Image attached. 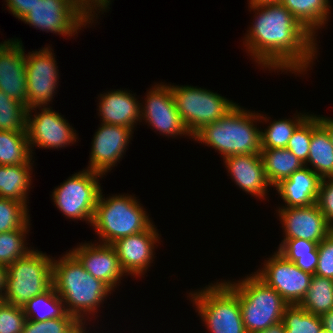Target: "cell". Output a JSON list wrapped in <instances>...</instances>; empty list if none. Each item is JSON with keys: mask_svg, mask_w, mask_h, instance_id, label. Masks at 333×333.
<instances>
[{"mask_svg": "<svg viewBox=\"0 0 333 333\" xmlns=\"http://www.w3.org/2000/svg\"><path fill=\"white\" fill-rule=\"evenodd\" d=\"M250 9L256 19L244 44L254 60L274 71H307L316 56V38L280 2L250 5Z\"/></svg>", "mask_w": 333, "mask_h": 333, "instance_id": "6da1fadb", "label": "cell"}, {"mask_svg": "<svg viewBox=\"0 0 333 333\" xmlns=\"http://www.w3.org/2000/svg\"><path fill=\"white\" fill-rule=\"evenodd\" d=\"M52 286L63 301L66 312L84 325L83 317L89 314L93 316L112 291L87 272L70 251L60 260H52Z\"/></svg>", "mask_w": 333, "mask_h": 333, "instance_id": "7a4b0ae2", "label": "cell"}, {"mask_svg": "<svg viewBox=\"0 0 333 333\" xmlns=\"http://www.w3.org/2000/svg\"><path fill=\"white\" fill-rule=\"evenodd\" d=\"M261 119L268 121L264 115L244 110L237 104L218 121L203 126L192 139L219 151L223 159L237 154H260L261 131L253 122Z\"/></svg>", "mask_w": 333, "mask_h": 333, "instance_id": "3957f363", "label": "cell"}, {"mask_svg": "<svg viewBox=\"0 0 333 333\" xmlns=\"http://www.w3.org/2000/svg\"><path fill=\"white\" fill-rule=\"evenodd\" d=\"M150 222L146 211L133 196L113 195L106 199L100 191L92 226L104 244L146 230Z\"/></svg>", "mask_w": 333, "mask_h": 333, "instance_id": "277c9868", "label": "cell"}, {"mask_svg": "<svg viewBox=\"0 0 333 333\" xmlns=\"http://www.w3.org/2000/svg\"><path fill=\"white\" fill-rule=\"evenodd\" d=\"M238 295L242 320L247 333L268 329L282 321L289 305L273 288L255 274L236 282H226Z\"/></svg>", "mask_w": 333, "mask_h": 333, "instance_id": "5b68a950", "label": "cell"}, {"mask_svg": "<svg viewBox=\"0 0 333 333\" xmlns=\"http://www.w3.org/2000/svg\"><path fill=\"white\" fill-rule=\"evenodd\" d=\"M52 257L32 250L7 266L6 288L2 300L18 307L52 286Z\"/></svg>", "mask_w": 333, "mask_h": 333, "instance_id": "8992f818", "label": "cell"}, {"mask_svg": "<svg viewBox=\"0 0 333 333\" xmlns=\"http://www.w3.org/2000/svg\"><path fill=\"white\" fill-rule=\"evenodd\" d=\"M189 294L210 333H247L239 297L226 281Z\"/></svg>", "mask_w": 333, "mask_h": 333, "instance_id": "52a82bcc", "label": "cell"}, {"mask_svg": "<svg viewBox=\"0 0 333 333\" xmlns=\"http://www.w3.org/2000/svg\"><path fill=\"white\" fill-rule=\"evenodd\" d=\"M170 88L176 108L191 137L203 126L224 117L237 105L207 89L171 84Z\"/></svg>", "mask_w": 333, "mask_h": 333, "instance_id": "ba28073f", "label": "cell"}, {"mask_svg": "<svg viewBox=\"0 0 333 333\" xmlns=\"http://www.w3.org/2000/svg\"><path fill=\"white\" fill-rule=\"evenodd\" d=\"M100 173L83 170L69 177L52 192L56 207L71 219L88 221L92 225L95 207L101 191Z\"/></svg>", "mask_w": 333, "mask_h": 333, "instance_id": "9c48e42d", "label": "cell"}, {"mask_svg": "<svg viewBox=\"0 0 333 333\" xmlns=\"http://www.w3.org/2000/svg\"><path fill=\"white\" fill-rule=\"evenodd\" d=\"M22 21L42 31L67 37L75 35L82 25L91 23L72 0H39Z\"/></svg>", "mask_w": 333, "mask_h": 333, "instance_id": "30bf717a", "label": "cell"}, {"mask_svg": "<svg viewBox=\"0 0 333 333\" xmlns=\"http://www.w3.org/2000/svg\"><path fill=\"white\" fill-rule=\"evenodd\" d=\"M265 263L260 272L254 274L267 286L275 289L289 305L300 304L313 275L301 270L278 251Z\"/></svg>", "mask_w": 333, "mask_h": 333, "instance_id": "8fae6325", "label": "cell"}, {"mask_svg": "<svg viewBox=\"0 0 333 333\" xmlns=\"http://www.w3.org/2000/svg\"><path fill=\"white\" fill-rule=\"evenodd\" d=\"M44 47L42 50L26 54L25 71L27 79V109L47 106L55 95L58 84V71L55 55L52 49ZM35 108V109H34Z\"/></svg>", "mask_w": 333, "mask_h": 333, "instance_id": "7c38bea8", "label": "cell"}, {"mask_svg": "<svg viewBox=\"0 0 333 333\" xmlns=\"http://www.w3.org/2000/svg\"><path fill=\"white\" fill-rule=\"evenodd\" d=\"M41 110L33 118L32 111L27 112L26 133L31 153L34 146L58 149L76 142L77 134L66 119L49 107Z\"/></svg>", "mask_w": 333, "mask_h": 333, "instance_id": "4fadbf2b", "label": "cell"}, {"mask_svg": "<svg viewBox=\"0 0 333 333\" xmlns=\"http://www.w3.org/2000/svg\"><path fill=\"white\" fill-rule=\"evenodd\" d=\"M145 98V105L141 107V120L145 119L156 131L166 136L188 135L169 85L160 83L155 85Z\"/></svg>", "mask_w": 333, "mask_h": 333, "instance_id": "5bb4252c", "label": "cell"}, {"mask_svg": "<svg viewBox=\"0 0 333 333\" xmlns=\"http://www.w3.org/2000/svg\"><path fill=\"white\" fill-rule=\"evenodd\" d=\"M128 127L101 123L92 141L88 170L105 175L124 154L132 131ZM111 168V169H110Z\"/></svg>", "mask_w": 333, "mask_h": 333, "instance_id": "9a60e30c", "label": "cell"}, {"mask_svg": "<svg viewBox=\"0 0 333 333\" xmlns=\"http://www.w3.org/2000/svg\"><path fill=\"white\" fill-rule=\"evenodd\" d=\"M277 211L285 233L281 244L286 239L298 238L319 243L333 231L316 203L306 207H280Z\"/></svg>", "mask_w": 333, "mask_h": 333, "instance_id": "2e32d148", "label": "cell"}, {"mask_svg": "<svg viewBox=\"0 0 333 333\" xmlns=\"http://www.w3.org/2000/svg\"><path fill=\"white\" fill-rule=\"evenodd\" d=\"M18 39L0 43V90L27 107L26 55Z\"/></svg>", "mask_w": 333, "mask_h": 333, "instance_id": "e0dca14e", "label": "cell"}, {"mask_svg": "<svg viewBox=\"0 0 333 333\" xmlns=\"http://www.w3.org/2000/svg\"><path fill=\"white\" fill-rule=\"evenodd\" d=\"M159 234L153 223L144 231L120 238L112 245L114 246L120 266L128 275L141 276L147 271L151 260L153 261L155 248L158 243ZM130 273V274H129Z\"/></svg>", "mask_w": 333, "mask_h": 333, "instance_id": "ac0fdd59", "label": "cell"}, {"mask_svg": "<svg viewBox=\"0 0 333 333\" xmlns=\"http://www.w3.org/2000/svg\"><path fill=\"white\" fill-rule=\"evenodd\" d=\"M70 252L80 261L84 269L96 279L101 280L111 290L118 285L124 272L120 266L117 252L112 244L84 243Z\"/></svg>", "mask_w": 333, "mask_h": 333, "instance_id": "d6986e66", "label": "cell"}, {"mask_svg": "<svg viewBox=\"0 0 333 333\" xmlns=\"http://www.w3.org/2000/svg\"><path fill=\"white\" fill-rule=\"evenodd\" d=\"M223 160L231 178L239 188L264 199L270 184L260 154H237Z\"/></svg>", "mask_w": 333, "mask_h": 333, "instance_id": "ffe728a7", "label": "cell"}, {"mask_svg": "<svg viewBox=\"0 0 333 333\" xmlns=\"http://www.w3.org/2000/svg\"><path fill=\"white\" fill-rule=\"evenodd\" d=\"M322 178L311 168L303 166L275 186L285 207H306L316 203ZM287 205V206H286Z\"/></svg>", "mask_w": 333, "mask_h": 333, "instance_id": "44dd1931", "label": "cell"}, {"mask_svg": "<svg viewBox=\"0 0 333 333\" xmlns=\"http://www.w3.org/2000/svg\"><path fill=\"white\" fill-rule=\"evenodd\" d=\"M99 116L102 123L134 129L141 119V106L135 95L127 91L114 90L100 94Z\"/></svg>", "mask_w": 333, "mask_h": 333, "instance_id": "7402d4cb", "label": "cell"}, {"mask_svg": "<svg viewBox=\"0 0 333 333\" xmlns=\"http://www.w3.org/2000/svg\"><path fill=\"white\" fill-rule=\"evenodd\" d=\"M308 163L312 165L311 170L322 179L333 177V144L329 133L319 123L316 115H312V137L305 166Z\"/></svg>", "mask_w": 333, "mask_h": 333, "instance_id": "603a6c76", "label": "cell"}, {"mask_svg": "<svg viewBox=\"0 0 333 333\" xmlns=\"http://www.w3.org/2000/svg\"><path fill=\"white\" fill-rule=\"evenodd\" d=\"M260 155L266 178L272 187L305 166L287 148L261 149Z\"/></svg>", "mask_w": 333, "mask_h": 333, "instance_id": "cb8c5ba5", "label": "cell"}, {"mask_svg": "<svg viewBox=\"0 0 333 333\" xmlns=\"http://www.w3.org/2000/svg\"><path fill=\"white\" fill-rule=\"evenodd\" d=\"M298 22L313 36L315 30L326 24L329 18L330 4L328 0H280Z\"/></svg>", "mask_w": 333, "mask_h": 333, "instance_id": "d4e9b609", "label": "cell"}, {"mask_svg": "<svg viewBox=\"0 0 333 333\" xmlns=\"http://www.w3.org/2000/svg\"><path fill=\"white\" fill-rule=\"evenodd\" d=\"M32 164L30 161L28 164L0 165V198L28 203L27 194L31 186Z\"/></svg>", "mask_w": 333, "mask_h": 333, "instance_id": "484cf974", "label": "cell"}, {"mask_svg": "<svg viewBox=\"0 0 333 333\" xmlns=\"http://www.w3.org/2000/svg\"><path fill=\"white\" fill-rule=\"evenodd\" d=\"M28 320L47 321L56 318H76L66 312L64 303L51 286L44 293L30 299L23 307Z\"/></svg>", "mask_w": 333, "mask_h": 333, "instance_id": "4316f807", "label": "cell"}, {"mask_svg": "<svg viewBox=\"0 0 333 333\" xmlns=\"http://www.w3.org/2000/svg\"><path fill=\"white\" fill-rule=\"evenodd\" d=\"M299 305L317 316L333 310V279L314 274L310 287Z\"/></svg>", "mask_w": 333, "mask_h": 333, "instance_id": "83f0119b", "label": "cell"}, {"mask_svg": "<svg viewBox=\"0 0 333 333\" xmlns=\"http://www.w3.org/2000/svg\"><path fill=\"white\" fill-rule=\"evenodd\" d=\"M317 245V242L299 238L286 239L279 245L278 252L301 270L314 275L318 265Z\"/></svg>", "mask_w": 333, "mask_h": 333, "instance_id": "f1b7e54d", "label": "cell"}, {"mask_svg": "<svg viewBox=\"0 0 333 333\" xmlns=\"http://www.w3.org/2000/svg\"><path fill=\"white\" fill-rule=\"evenodd\" d=\"M32 157L27 133L0 130V165L28 164Z\"/></svg>", "mask_w": 333, "mask_h": 333, "instance_id": "f546056e", "label": "cell"}, {"mask_svg": "<svg viewBox=\"0 0 333 333\" xmlns=\"http://www.w3.org/2000/svg\"><path fill=\"white\" fill-rule=\"evenodd\" d=\"M300 113L295 120L280 119L270 123L264 132L261 130V148H286L295 129L309 116Z\"/></svg>", "mask_w": 333, "mask_h": 333, "instance_id": "4dcf8cb0", "label": "cell"}, {"mask_svg": "<svg viewBox=\"0 0 333 333\" xmlns=\"http://www.w3.org/2000/svg\"><path fill=\"white\" fill-rule=\"evenodd\" d=\"M27 107L0 90V130L26 133Z\"/></svg>", "mask_w": 333, "mask_h": 333, "instance_id": "1f68e13d", "label": "cell"}, {"mask_svg": "<svg viewBox=\"0 0 333 333\" xmlns=\"http://www.w3.org/2000/svg\"><path fill=\"white\" fill-rule=\"evenodd\" d=\"M281 322L285 333H319L323 328L320 316L307 312L299 304L288 305Z\"/></svg>", "mask_w": 333, "mask_h": 333, "instance_id": "d6a6232c", "label": "cell"}, {"mask_svg": "<svg viewBox=\"0 0 333 333\" xmlns=\"http://www.w3.org/2000/svg\"><path fill=\"white\" fill-rule=\"evenodd\" d=\"M29 222L21 229L0 233V264L6 267L27 256L32 249L25 246Z\"/></svg>", "mask_w": 333, "mask_h": 333, "instance_id": "836d02e7", "label": "cell"}, {"mask_svg": "<svg viewBox=\"0 0 333 333\" xmlns=\"http://www.w3.org/2000/svg\"><path fill=\"white\" fill-rule=\"evenodd\" d=\"M27 204L0 198V233L23 228L29 222Z\"/></svg>", "mask_w": 333, "mask_h": 333, "instance_id": "e575fe53", "label": "cell"}, {"mask_svg": "<svg viewBox=\"0 0 333 333\" xmlns=\"http://www.w3.org/2000/svg\"><path fill=\"white\" fill-rule=\"evenodd\" d=\"M84 324L77 318H56L47 321L28 320L22 333H79Z\"/></svg>", "mask_w": 333, "mask_h": 333, "instance_id": "d590c367", "label": "cell"}, {"mask_svg": "<svg viewBox=\"0 0 333 333\" xmlns=\"http://www.w3.org/2000/svg\"><path fill=\"white\" fill-rule=\"evenodd\" d=\"M312 137V114L309 115L293 132L287 149L306 164Z\"/></svg>", "mask_w": 333, "mask_h": 333, "instance_id": "8d00e7d4", "label": "cell"}, {"mask_svg": "<svg viewBox=\"0 0 333 333\" xmlns=\"http://www.w3.org/2000/svg\"><path fill=\"white\" fill-rule=\"evenodd\" d=\"M26 321L22 307L0 300V333H22Z\"/></svg>", "mask_w": 333, "mask_h": 333, "instance_id": "74e56055", "label": "cell"}, {"mask_svg": "<svg viewBox=\"0 0 333 333\" xmlns=\"http://www.w3.org/2000/svg\"><path fill=\"white\" fill-rule=\"evenodd\" d=\"M318 265L315 275L333 279V231L317 245Z\"/></svg>", "mask_w": 333, "mask_h": 333, "instance_id": "f35d334b", "label": "cell"}, {"mask_svg": "<svg viewBox=\"0 0 333 333\" xmlns=\"http://www.w3.org/2000/svg\"><path fill=\"white\" fill-rule=\"evenodd\" d=\"M316 204L325 216L326 222L333 228V177L321 180Z\"/></svg>", "mask_w": 333, "mask_h": 333, "instance_id": "ab89813d", "label": "cell"}, {"mask_svg": "<svg viewBox=\"0 0 333 333\" xmlns=\"http://www.w3.org/2000/svg\"><path fill=\"white\" fill-rule=\"evenodd\" d=\"M72 2L92 21L97 9L103 12L110 5V0H72Z\"/></svg>", "mask_w": 333, "mask_h": 333, "instance_id": "60d3db41", "label": "cell"}, {"mask_svg": "<svg viewBox=\"0 0 333 333\" xmlns=\"http://www.w3.org/2000/svg\"><path fill=\"white\" fill-rule=\"evenodd\" d=\"M39 0H6L7 7L16 18L22 20Z\"/></svg>", "mask_w": 333, "mask_h": 333, "instance_id": "b9f144b4", "label": "cell"}, {"mask_svg": "<svg viewBox=\"0 0 333 333\" xmlns=\"http://www.w3.org/2000/svg\"><path fill=\"white\" fill-rule=\"evenodd\" d=\"M322 327L330 333H333V310L320 316Z\"/></svg>", "mask_w": 333, "mask_h": 333, "instance_id": "7bdbcfd3", "label": "cell"}, {"mask_svg": "<svg viewBox=\"0 0 333 333\" xmlns=\"http://www.w3.org/2000/svg\"><path fill=\"white\" fill-rule=\"evenodd\" d=\"M7 267L0 264V300H2L6 288ZM3 291V292H2Z\"/></svg>", "mask_w": 333, "mask_h": 333, "instance_id": "ee69618b", "label": "cell"}, {"mask_svg": "<svg viewBox=\"0 0 333 333\" xmlns=\"http://www.w3.org/2000/svg\"><path fill=\"white\" fill-rule=\"evenodd\" d=\"M319 123L327 130L333 144V119L326 117H318Z\"/></svg>", "mask_w": 333, "mask_h": 333, "instance_id": "f6af8a7d", "label": "cell"}, {"mask_svg": "<svg viewBox=\"0 0 333 333\" xmlns=\"http://www.w3.org/2000/svg\"><path fill=\"white\" fill-rule=\"evenodd\" d=\"M255 333H285V327L282 322L270 326L268 329Z\"/></svg>", "mask_w": 333, "mask_h": 333, "instance_id": "bcb514c9", "label": "cell"}, {"mask_svg": "<svg viewBox=\"0 0 333 333\" xmlns=\"http://www.w3.org/2000/svg\"><path fill=\"white\" fill-rule=\"evenodd\" d=\"M280 0H249L250 5H264V4H273L279 3Z\"/></svg>", "mask_w": 333, "mask_h": 333, "instance_id": "7dc6e473", "label": "cell"}, {"mask_svg": "<svg viewBox=\"0 0 333 333\" xmlns=\"http://www.w3.org/2000/svg\"><path fill=\"white\" fill-rule=\"evenodd\" d=\"M319 333H330V332H328L327 330H325L324 328H322Z\"/></svg>", "mask_w": 333, "mask_h": 333, "instance_id": "c3c4849f", "label": "cell"}, {"mask_svg": "<svg viewBox=\"0 0 333 333\" xmlns=\"http://www.w3.org/2000/svg\"><path fill=\"white\" fill-rule=\"evenodd\" d=\"M85 329H86V327H84V329L82 328V330H81L79 333H87V332L85 331Z\"/></svg>", "mask_w": 333, "mask_h": 333, "instance_id": "681fc988", "label": "cell"}]
</instances>
